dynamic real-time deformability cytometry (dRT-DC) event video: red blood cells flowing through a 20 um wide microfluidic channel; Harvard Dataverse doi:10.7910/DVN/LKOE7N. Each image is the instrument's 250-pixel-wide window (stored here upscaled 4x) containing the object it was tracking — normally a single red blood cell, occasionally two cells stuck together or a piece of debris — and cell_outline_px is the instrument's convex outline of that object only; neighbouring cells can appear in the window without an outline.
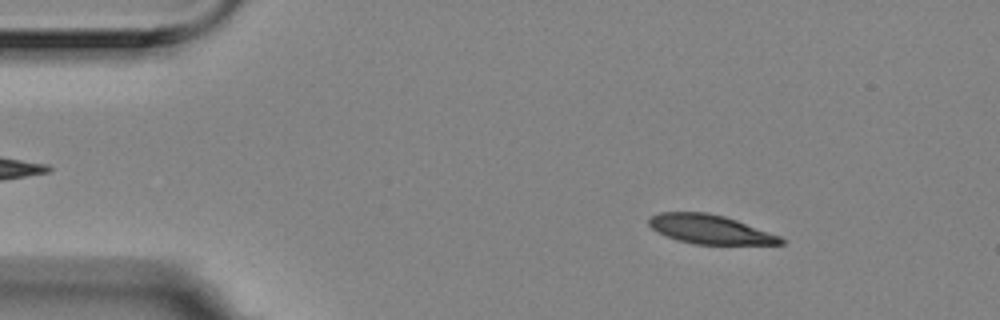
{"species": "Egyptian fruit bat (a non-hibernating species)", "species_latin": "Rousettus aegyptiacus", "temperature_condition": "room temperature", "stored_images_in_passage": 5, "camera_frame_rate_fps": 3000, "um_per_image_px": 0.085, "animal": {"sex": "female"}, "frame": {"image": 1, "passage_image": 2, "time_ms": 0.333, "image_size_px": [1000, 320], "cell_outline_px": [[788, 240], [784, 244], [692, 244], [676, 240], [652, 228], [648, 224], [648, 216], [660, 212], [708, 212], [724, 216], [736, 220], [780, 236]], "centroid_in_image_um": [60.35, 19.49], "position_along_channel_um": 24.7, "area_um2": 22.31}}